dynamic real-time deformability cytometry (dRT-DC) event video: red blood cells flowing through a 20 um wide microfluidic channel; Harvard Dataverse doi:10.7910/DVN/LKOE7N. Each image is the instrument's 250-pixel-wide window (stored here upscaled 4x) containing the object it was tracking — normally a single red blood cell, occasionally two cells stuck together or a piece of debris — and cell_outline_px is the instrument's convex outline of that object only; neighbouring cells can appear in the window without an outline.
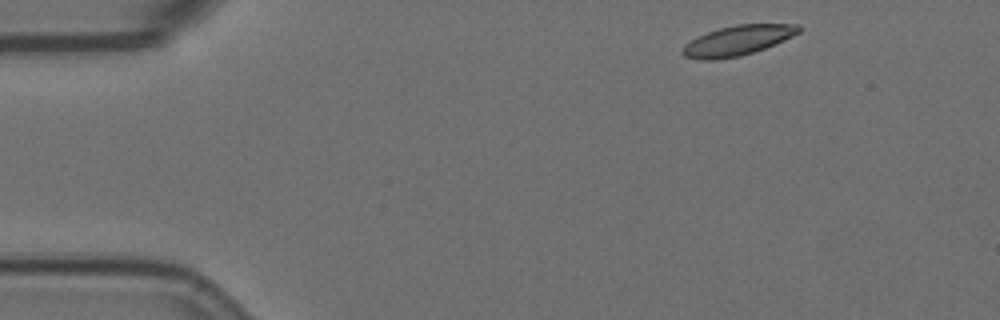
{"species": "Egyptian fruit bat (a non-hibernating species)", "species_latin": "Rousettus aegyptiacus", "temperature_condition": "room temperature", "stored_images_in_passage": 9, "camera_frame_rate_fps": 3000, "um_per_image_px": 0.085, "animal": {"sex": "female"}, "frame": {"image": 1, "passage_image": 1, "time_ms": 0.0, "image_size_px": [1000, 320], "cell_outline_px": [[800, 32], [792, 36], [764, 48], [740, 56], [716, 60], [700, 60], [684, 56], [680, 52], [684, 44], [708, 32], [720, 28], [736, 24], [800, 24]], "centroid_in_image_um": [62.67, 3.45], "position_along_channel_um": 22.3, "area_um2": 20.06}}
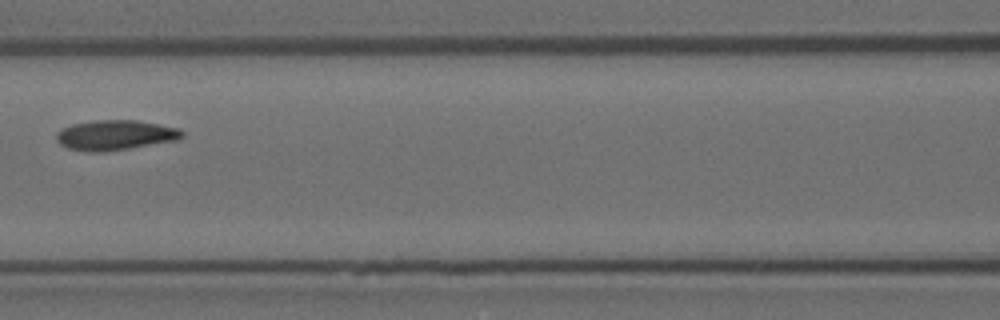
{"frame": {"image": 2, "passage_image": 6, "time_ms": 6.0, "image_size_px": [1000, 320], "cell_outline_px": [[184, 136], [180, 140], [104, 152], [88, 152], [68, 148], [60, 144], [56, 140], [56, 132], [60, 128], [72, 124], [96, 120], [136, 120], [180, 128], [184, 132]], "centroid_in_image_um": [9.8, 11.48], "position_along_channel_um": 156.8, "area_um2": 22.25}}
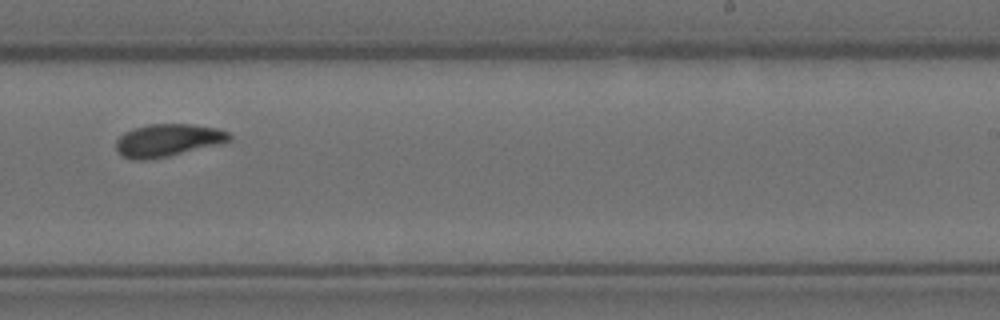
{"frame": {"image": 3, "passage_image": 9, "time_ms": 9.333, "image_size_px": [1000, 320], "cell_outline_px": [[232, 140], [224, 144], [168, 156], [148, 160], [132, 160], [120, 156], [116, 152], [116, 140], [124, 132], [132, 128], [148, 124], [192, 124], [216, 128], [228, 132], [232, 136]], "centroid_in_image_um": [14.26, 11.93], "position_along_channel_um": 274.7, "area_um2": 22.02}}